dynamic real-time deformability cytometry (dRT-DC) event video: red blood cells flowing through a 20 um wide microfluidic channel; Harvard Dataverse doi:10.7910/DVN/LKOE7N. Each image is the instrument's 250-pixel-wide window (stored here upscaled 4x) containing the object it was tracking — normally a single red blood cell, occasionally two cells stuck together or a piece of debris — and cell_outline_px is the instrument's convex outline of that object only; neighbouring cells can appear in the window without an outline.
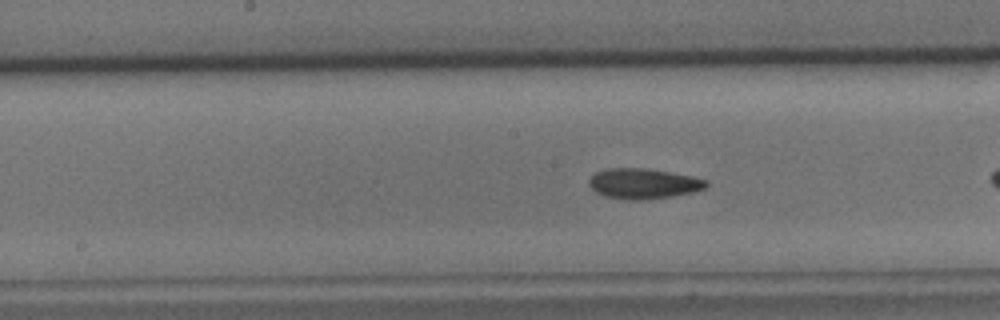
{"species": "common noctule bat (a hibernating species)", "species_latin": "Nyctalus noctula", "temperature_condition": "cold", "stored_images_in_passage": 30, "camera_frame_rate_fps": 3000, "um_per_image_px": 0.085, "animal": {"sex": "male", "body_mass_g": 15.6}, "frame": {"image": 1, "passage_image": 13, "time_ms": 4.0, "image_size_px": [1000, 320], "cell_outline_px": [[708, 184], [704, 188], [692, 192], [672, 196], [640, 200], [628, 200], [604, 196], [596, 192], [588, 184], [588, 180], [596, 172], [608, 168], [644, 168], [692, 176], [708, 180]], "centroid_in_image_um": [54.67, 15.61], "position_along_channel_um": 193.5, "area_um2": 20.58}}